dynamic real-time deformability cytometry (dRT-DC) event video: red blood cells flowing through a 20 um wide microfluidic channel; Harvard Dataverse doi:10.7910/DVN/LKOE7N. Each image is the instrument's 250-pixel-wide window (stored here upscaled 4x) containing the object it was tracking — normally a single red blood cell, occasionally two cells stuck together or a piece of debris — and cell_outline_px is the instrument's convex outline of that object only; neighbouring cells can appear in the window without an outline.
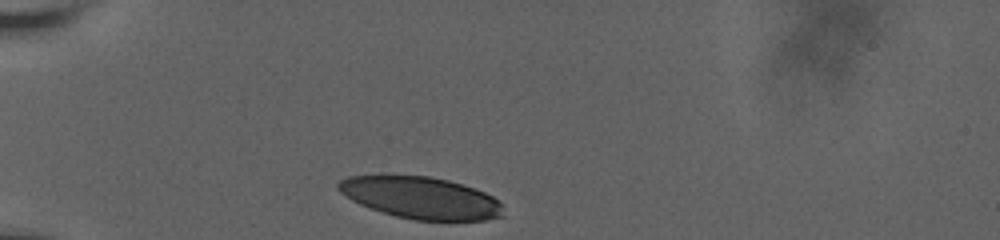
{"species": "human", "species_latin": "Homo sapiens", "temperature_condition": "room temperature", "stored_images_in_passage": 33, "camera_frame_rate_fps": 3000, "um_per_image_px": 0.085, "donor": {"sex": "male"}, "frame": {"image": 1, "passage_image": 1, "time_ms": 0.0, "image_size_px": [1000, 240], "cell_outline_px": [[504, 216], [484, 220], [412, 220], [396, 216], [360, 204], [352, 200], [340, 192], [336, 188], [336, 184], [340, 180], [348, 176], [380, 172], [384, 172], [428, 176], [448, 180], [484, 192], [492, 196], [504, 204]], "centroid_in_image_um": [35.71, 16.76], "position_along_channel_um": 49.3, "area_um2": 41.21}}
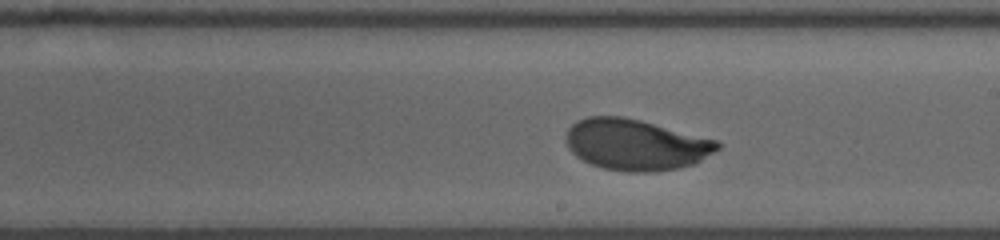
{"frame": {"image": 2, "passage_image": 19, "time_ms": 6.0, "image_size_px": [1000, 240], "cell_outline_px": [[720, 148], [700, 160], [692, 164], [676, 168], [652, 172], [628, 172], [604, 168], [592, 164], [576, 156], [568, 148], [564, 140], [564, 136], [568, 128], [572, 124], [588, 116], [620, 116], [640, 120], [720, 140]], "centroid_in_image_um": [54.03, 12.28], "position_along_channel_um": 235.0, "area_um2": 45.08}}
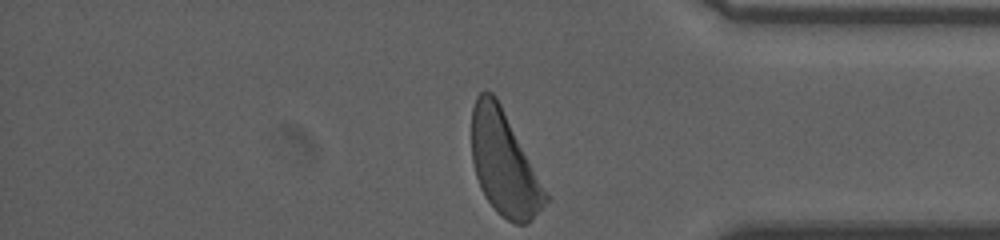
{"frame": {"image": 3, "passage_image": 33, "time_ms": 10.667, "image_size_px": [1000, 240], "cell_outline_px": [[548, 200], [524, 224], [516, 224], [508, 220], [496, 212], [484, 196], [480, 188], [476, 176], [472, 160], [472, 108], [476, 96], [484, 88], [492, 92], [496, 96], [548, 196]], "centroid_in_image_um": [42.78, 13.86], "position_along_channel_um": 392.4, "area_um2": 43.58}, "authors_computed_cell_mechanics": {"area_um2": 45.084, "velocity_mm_per_s": 3.6439, "shape_relaxation_time_tau1_ms": 2.9342, "shape_relaxation_time_tau2_ms": null, "deformation_change_tau1": 0.1525, "deformation_change_tau2": null}}